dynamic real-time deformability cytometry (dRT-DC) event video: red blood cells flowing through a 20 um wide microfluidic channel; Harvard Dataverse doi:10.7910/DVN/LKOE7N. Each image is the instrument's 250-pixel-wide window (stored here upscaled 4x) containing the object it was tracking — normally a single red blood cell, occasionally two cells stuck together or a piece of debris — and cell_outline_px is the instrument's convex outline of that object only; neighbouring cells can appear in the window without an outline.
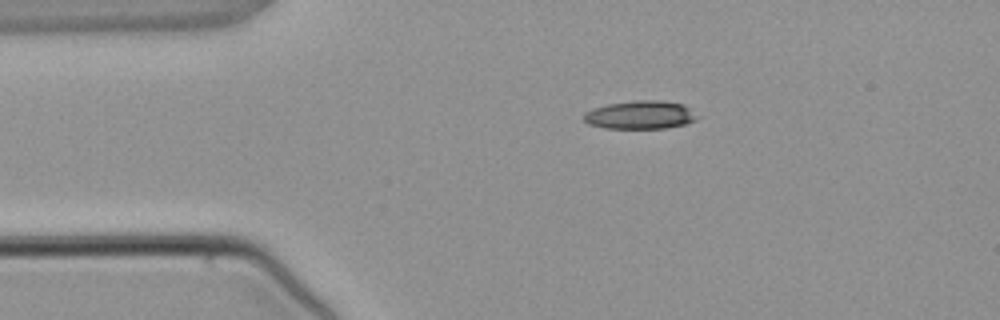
{"species": "common noctule bat (a hibernating species)", "species_latin": "Nyctalus noctula", "temperature_condition": "warm", "stored_images_in_passage": 2, "camera_frame_rate_fps": 3000, "um_per_image_px": 0.085, "animal": {"sex": "male", "body_mass_g": 21.5, "forearm_length_mm": 52.0}, "frame": {"image": 1, "passage_image": 1, "time_ms": 0.0, "image_size_px": [1000, 320], "cell_outline_px": [[700, 116], [696, 120], [684, 124], [664, 128], [604, 128], [588, 124], [584, 120], [584, 112], [592, 108], [608, 104], [636, 100], [660, 100], [684, 104]], "centroid_in_image_um": [54.43, 9.76], "position_along_channel_um": 30.6, "area_um2": 18.79}}